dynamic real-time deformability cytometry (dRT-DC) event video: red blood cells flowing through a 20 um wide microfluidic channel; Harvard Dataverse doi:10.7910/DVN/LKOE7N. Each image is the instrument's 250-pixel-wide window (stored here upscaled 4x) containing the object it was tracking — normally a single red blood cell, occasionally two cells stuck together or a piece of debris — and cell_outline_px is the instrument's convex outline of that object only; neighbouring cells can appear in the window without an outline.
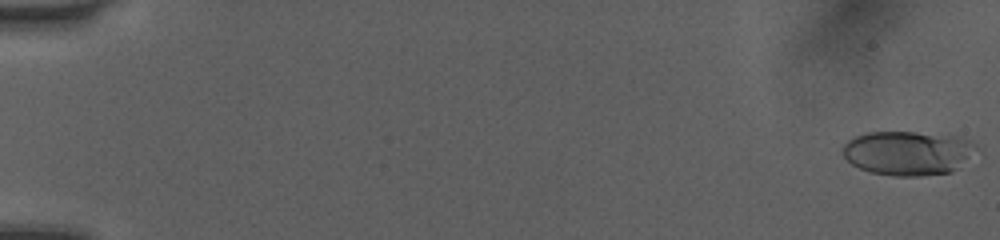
{"species": "human", "species_latin": "Homo sapiens", "temperature_condition": "room temperature", "stored_images_in_passage": 51, "camera_frame_rate_fps": 3000, "um_per_image_px": 0.085, "donor": {"sex": "female"}, "frame": {"image": 1, "passage_image": 1, "time_ms": 0.0, "image_size_px": [1000, 240], "cell_outline_px": [[976, 148], [952, 172], [920, 176], [892, 176], [872, 172], [860, 168], [852, 164], [844, 156], [840, 148], [848, 140], [856, 136], [868, 132], [916, 132], [956, 136], [972, 140], [976, 144]], "centroid_in_image_um": [77.12, 12.99], "position_along_channel_um": 7.9, "area_um2": 34.22}}
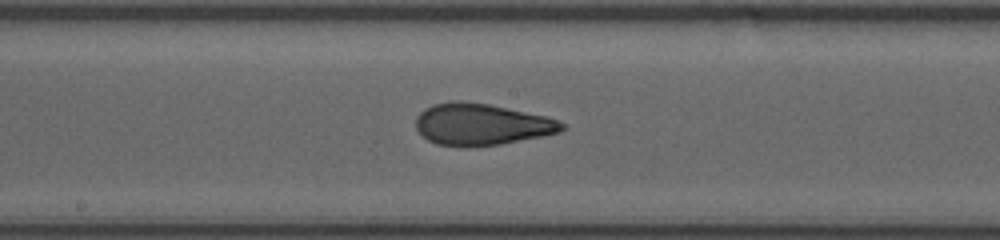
{"frame": {"image": 2, "passage_image": 29, "time_ms": 9.333, "image_size_px": [1000, 240], "cell_outline_px": [[568, 128], [560, 132], [500, 144], [464, 148], [436, 144], [428, 140], [416, 128], [416, 116], [424, 108], [432, 104], [452, 100], [460, 100], [488, 104], [548, 116], [568, 124]], "centroid_in_image_um": [40.93, 10.57], "position_along_channel_um": 207.3, "area_um2": 35.89}}
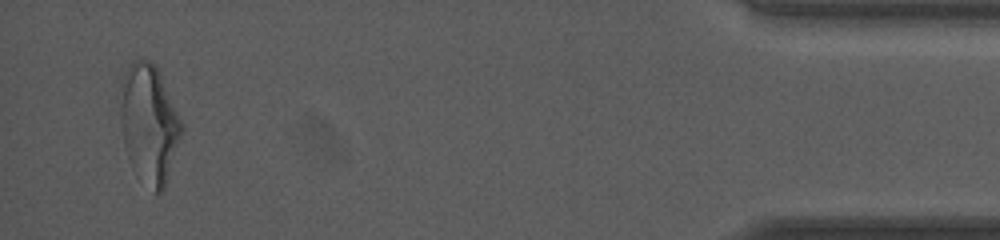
{"frame": {"image": 3, "passage_image": 50, "time_ms": 16.333, "image_size_px": [1000, 240], "cell_outline_px": [[184, 132], [164, 188], [160, 192], [156, 192], [128, 156], [124, 144], [120, 128], [120, 80], [128, 64], [132, 60], [144, 56], [160, 72], [184, 124]], "centroid_in_image_um": [12.69, 10.35], "position_along_channel_um": 422.5, "area_um2": 42.25}, "authors_computed_cell_mechanics": {"area_um2": 34.5644, "velocity_mm_per_s": 4.0813, "shape_relaxation_time_tau1_ms": 6.3171, "shape_relaxation_time_tau2_ms": 1.2095, "deformation_change_tau1": 0.2522, "deformation_change_tau2": 0.094}}